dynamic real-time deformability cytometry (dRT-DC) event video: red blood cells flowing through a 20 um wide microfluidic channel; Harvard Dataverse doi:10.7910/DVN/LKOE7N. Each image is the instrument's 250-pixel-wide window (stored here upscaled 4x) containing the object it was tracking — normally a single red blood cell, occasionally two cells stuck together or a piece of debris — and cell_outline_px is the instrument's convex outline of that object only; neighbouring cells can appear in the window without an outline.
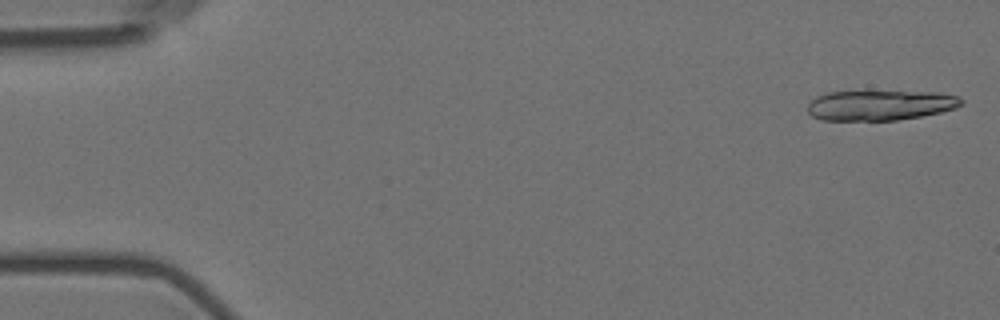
{"species": "Egyptian fruit bat (a non-hibernating species)", "species_latin": "Rousettus aegyptiacus", "temperature_condition": "room temperature", "stored_images_in_passage": 15, "camera_frame_rate_fps": 3000, "um_per_image_px": 0.085, "animal": {"sex": "female"}, "frame": {"image": 1, "passage_image": 1, "time_ms": 0.0, "image_size_px": [1000, 320], "cell_outline_px": [[964, 104], [956, 108], [940, 112], [920, 116], [896, 120], [820, 120], [812, 116], [808, 112], [808, 104], [816, 96], [828, 92], [940, 92], [960, 96], [964, 100]], "centroid_in_image_um": [74.85, 8.94], "position_along_channel_um": 10.1, "area_um2": 26.99}}
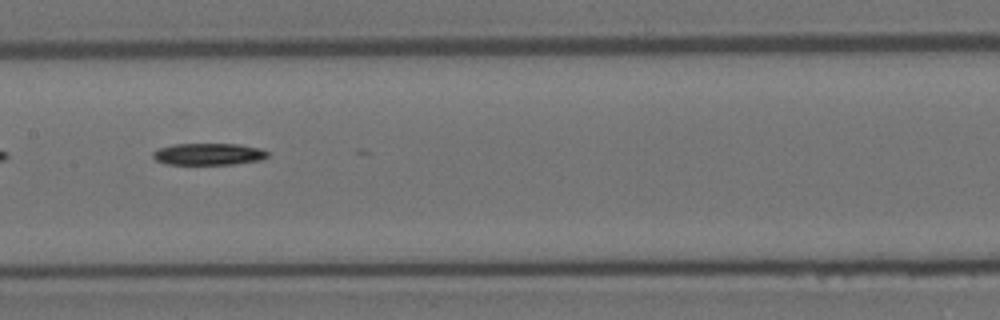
{"frame": {"image": 2, "passage_image": 8, "time_ms": 9.0, "image_size_px": [1000, 320], "cell_outline_px": [[268, 156], [260, 160], [232, 164], [164, 164], [156, 160], [152, 156], [152, 152], [160, 148], [172, 144], [240, 144], [260, 148], [268, 152]], "centroid_in_image_um": [17.71, 13.09], "position_along_channel_um": 189.7, "area_um2": 14.57}}
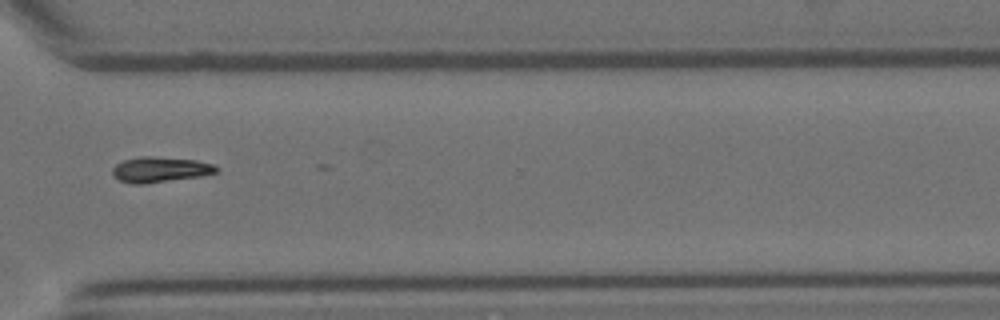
{"frame": {"image": 3, "passage_image": 12, "time_ms": 13.667, "image_size_px": [1000, 320], "cell_outline_px": [[220, 168], [216, 172], [200, 176], [144, 184], [132, 184], [120, 180], [112, 172], [112, 168], [116, 164], [124, 160], [140, 156], [152, 156], [196, 160], [212, 164]], "centroid_in_image_um": [13.61, 14.4], "position_along_channel_um": 357.0, "area_um2": 15.26}}